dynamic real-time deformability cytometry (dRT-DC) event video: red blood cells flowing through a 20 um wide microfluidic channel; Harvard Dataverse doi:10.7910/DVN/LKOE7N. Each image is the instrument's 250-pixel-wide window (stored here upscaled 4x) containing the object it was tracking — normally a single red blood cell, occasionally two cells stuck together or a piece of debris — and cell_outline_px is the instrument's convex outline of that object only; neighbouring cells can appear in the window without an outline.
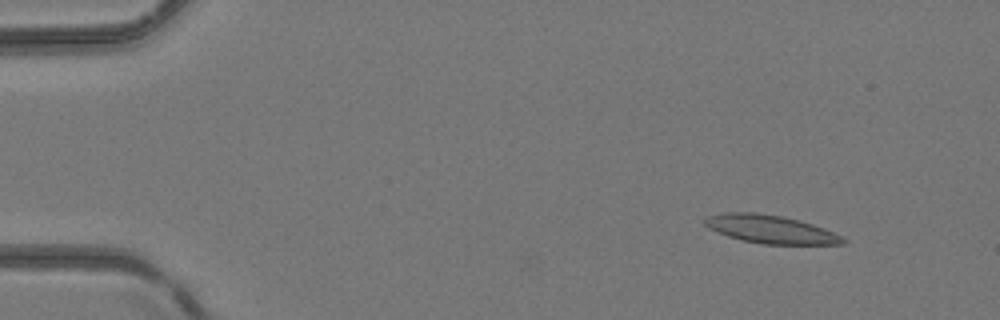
{"species": "common noctule bat (a hibernating species)", "species_latin": "Nyctalus noctula", "temperature_condition": "room temperature", "stored_images_in_passage": 4, "camera_frame_rate_fps": 3000, "um_per_image_px": 0.085, "animal": {"sex": "female", "body_mass_g": 24.6, "forearm_length_mm": 56.2}, "frame": {"image": 1, "passage_image": 4, "time_ms": 4.667, "image_size_px": [1000, 320], "cell_outline_px": [[848, 240], [844, 244], [764, 244], [744, 240], [728, 236], [708, 228], [704, 224], [704, 216], [724, 212], [756, 212], [780, 216], [812, 224], [824, 228]], "centroid_in_image_um": [65.45, 19.48], "position_along_channel_um": 19.6, "area_um2": 22.48}}